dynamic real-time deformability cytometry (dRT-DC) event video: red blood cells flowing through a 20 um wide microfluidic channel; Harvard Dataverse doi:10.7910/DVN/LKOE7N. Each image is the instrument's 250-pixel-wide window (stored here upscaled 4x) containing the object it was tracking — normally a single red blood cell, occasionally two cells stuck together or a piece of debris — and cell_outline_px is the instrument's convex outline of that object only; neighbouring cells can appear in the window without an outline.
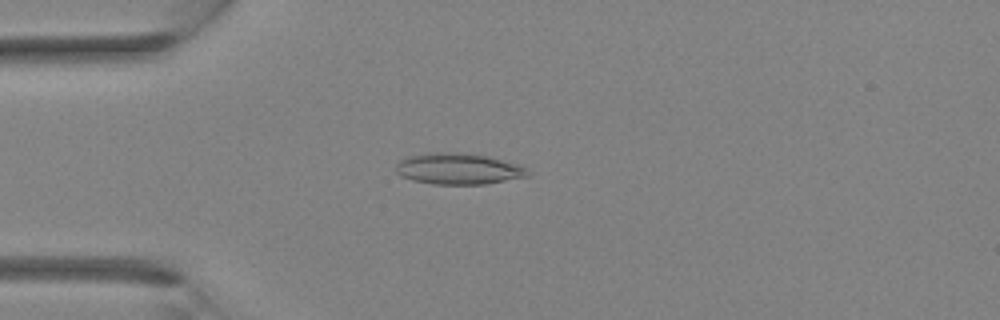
{"species": "Egyptian fruit bat (a non-hibernating species)", "species_latin": "Rousettus aegyptiacus", "temperature_condition": "room temperature", "stored_images_in_passage": 34, "camera_frame_rate_fps": 3000, "um_per_image_px": 0.085, "animal": {"sex": "female"}, "frame": {"image": 1, "passage_image": 9, "time_ms": 2.667, "image_size_px": [1000, 320], "cell_outline_px": [[532, 176], [484, 184], [432, 184], [412, 180], [400, 176], [396, 172], [396, 164], [404, 156], [428, 152], [456, 152], [488, 156], [516, 164], [532, 172]], "centroid_in_image_um": [38.93, 14.34], "position_along_channel_um": 46.1, "area_um2": 24.22}}
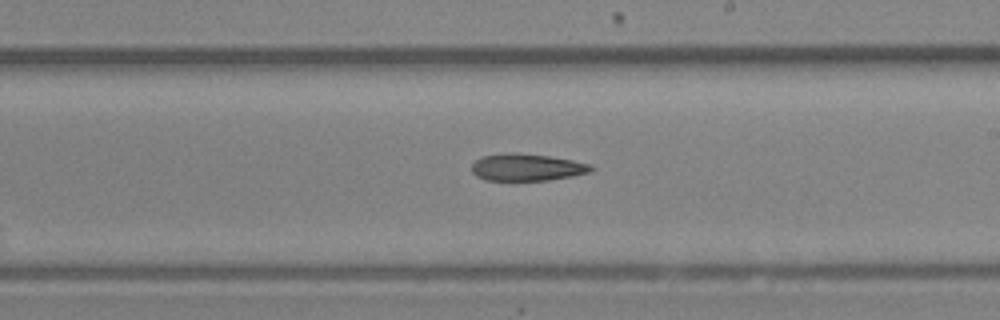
{"frame": {"image": 2, "passage_image": 20, "time_ms": 6.333, "image_size_px": [1000, 320], "cell_outline_px": [[596, 168], [592, 172], [572, 176], [548, 180], [484, 180], [476, 176], [472, 172], [472, 164], [480, 156], [504, 152], [548, 156], [572, 160], [592, 164]], "centroid_in_image_um": [44.79, 14.22], "position_along_channel_um": 244.2, "area_um2": 18.96}}
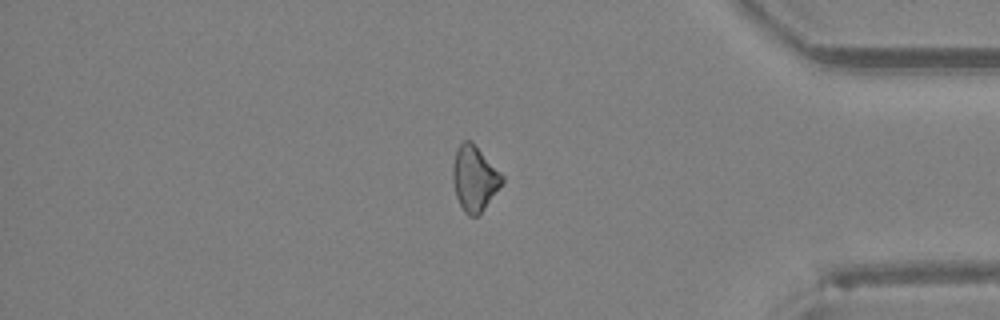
{"frame": {"image": 3, "passage_image": 29, "time_ms": 9.333, "image_size_px": [1000, 320], "cell_outline_px": [[504, 180], [484, 208], [476, 216], [468, 216], [464, 212], [456, 196], [452, 180], [452, 164], [456, 152], [460, 144], [464, 140], [472, 140], [504, 176]], "centroid_in_image_um": [40.31, 15.13], "position_along_channel_um": 394.9, "area_um2": 18.61}}